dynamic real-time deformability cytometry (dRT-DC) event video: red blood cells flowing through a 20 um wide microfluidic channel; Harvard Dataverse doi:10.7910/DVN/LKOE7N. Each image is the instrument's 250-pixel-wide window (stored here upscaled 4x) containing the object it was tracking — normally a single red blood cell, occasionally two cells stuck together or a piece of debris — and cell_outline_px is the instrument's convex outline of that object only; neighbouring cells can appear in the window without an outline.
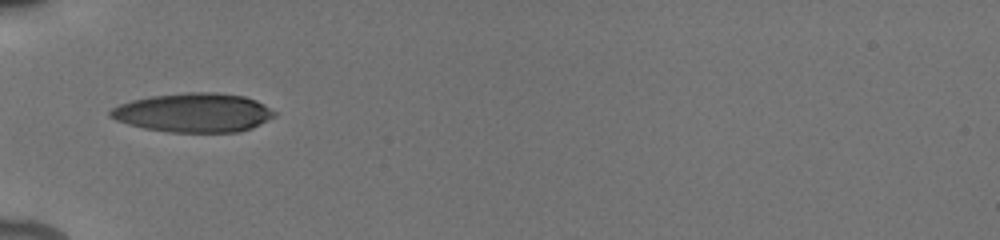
{"species": "human", "species_latin": "Homo sapiens", "temperature_condition": "cold", "stored_images_in_passage": 34, "camera_frame_rate_fps": 3000, "um_per_image_px": 0.085, "donor": {"sex": "male"}, "frame": {"image": 1, "passage_image": 1, "time_ms": 0.0, "image_size_px": [1000, 240], "cell_outline_px": [[276, 116], [252, 128], [240, 132], [168, 132], [144, 128], [128, 124], [116, 120], [108, 116], [108, 112], [112, 108], [120, 104], [132, 100], [152, 96], [188, 92], [212, 92], [244, 96], [256, 100], [264, 104], [276, 112]], "centroid_in_image_um": [16.46, 9.58], "position_along_channel_um": 68.5, "area_um2": 37.4}}
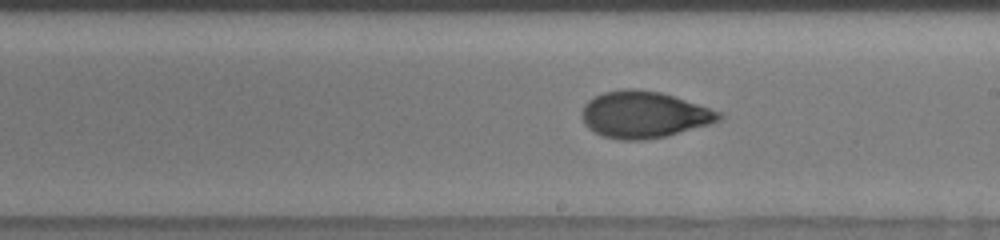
{"frame": {"image": 2, "passage_image": 16, "time_ms": 4.333, "image_size_px": [1000, 240], "cell_outline_px": [[724, 116], [720, 120], [708, 124], [664, 136], [644, 140], [620, 140], [604, 136], [588, 128], [584, 124], [580, 116], [580, 112], [584, 104], [588, 100], [604, 92], [624, 88], [636, 88], [660, 92], [724, 112]], "centroid_in_image_um": [54.71, 9.73], "position_along_channel_um": 234.3, "area_um2": 37.28}}
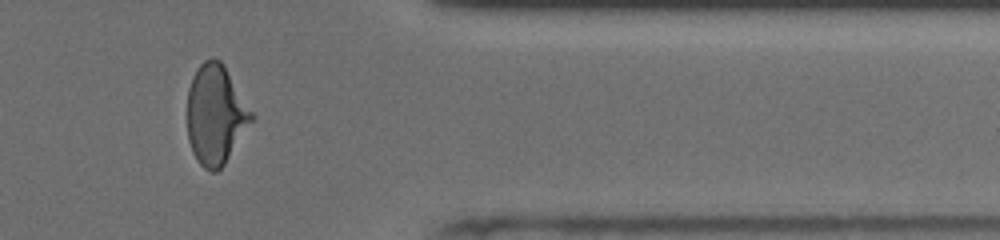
{"frame": {"image": 3, "passage_image": 29, "time_ms": 8.667, "image_size_px": [1000, 240], "cell_outline_px": [[256, 116], [224, 164], [216, 172], [212, 172], [204, 168], [196, 160], [192, 152], [188, 140], [188, 88], [192, 76], [196, 68], [204, 60], [220, 60], [224, 64]], "centroid_in_image_um": [18.34, 9.74], "position_along_channel_um": 393.1, "area_um2": 37.4}, "authors_computed_cell_mechanics": {"area_um2": 36.8186, "velocity_mm_per_s": 3.93, "shape_relaxation_time_tau1_ms": 3.2634, "shape_relaxation_time_tau2_ms": 1.1612, "deformation_change_tau1": 0.1619, "deformation_change_tau2": 0.0647}}